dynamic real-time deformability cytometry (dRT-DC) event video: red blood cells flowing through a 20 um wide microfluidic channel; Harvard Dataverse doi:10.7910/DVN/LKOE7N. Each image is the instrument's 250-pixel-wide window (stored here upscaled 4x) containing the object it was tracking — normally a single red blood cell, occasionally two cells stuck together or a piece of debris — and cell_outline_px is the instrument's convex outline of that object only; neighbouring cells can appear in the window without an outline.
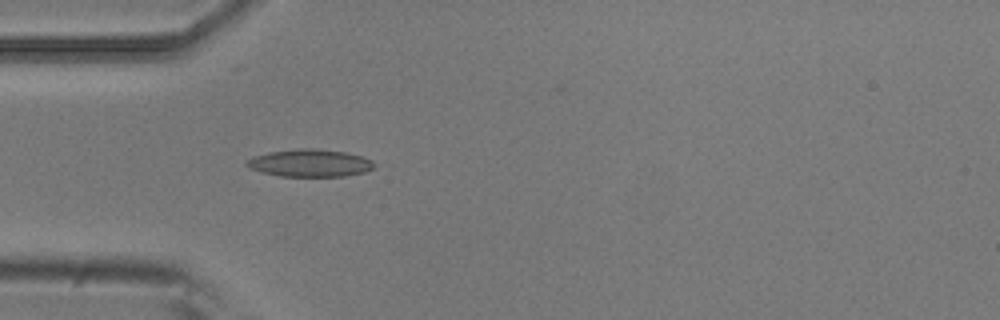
{"species": "common noctule bat (a hibernating species)", "species_latin": "Nyctalus noctula", "temperature_condition": "room temperature", "stored_images_in_passage": 3, "camera_frame_rate_fps": 3000, "um_per_image_px": 0.085, "animal": {"sex": "male", "body_mass_g": 20.5, "forearm_length_mm": 52.5}, "frame": {"image": 1, "passage_image": 3, "time_ms": 0.667, "image_size_px": [1000, 320], "cell_outline_px": [[380, 164], [364, 172], [344, 176], [280, 176], [260, 172], [248, 168], [244, 164], [252, 156], [268, 152], [300, 148], [312, 148], [344, 152], [360, 156], [372, 160]], "centroid_in_image_um": [26.32, 13.86], "position_along_channel_um": 58.7, "area_um2": 20.52}}